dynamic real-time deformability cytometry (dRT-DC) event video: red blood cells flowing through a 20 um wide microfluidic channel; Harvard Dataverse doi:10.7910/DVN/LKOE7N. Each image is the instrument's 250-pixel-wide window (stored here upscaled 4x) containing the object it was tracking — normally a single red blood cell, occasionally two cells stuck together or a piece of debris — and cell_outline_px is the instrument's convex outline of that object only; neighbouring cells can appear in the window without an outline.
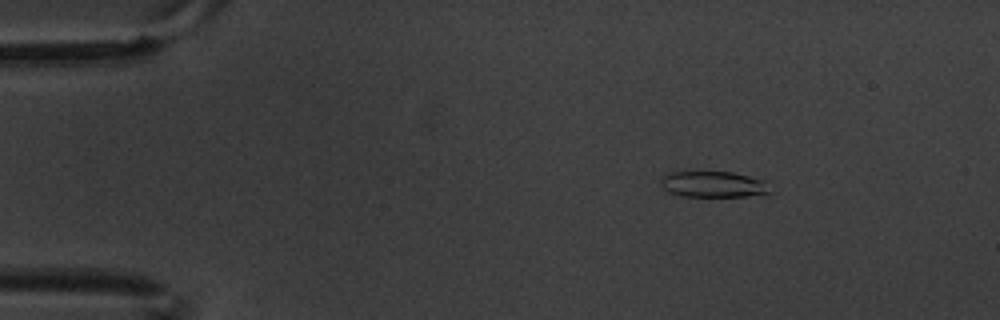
{"species": "common noctule bat (a hibernating species)", "species_latin": "Nyctalus noctula", "temperature_condition": "warm", "stored_images_in_passage": 11, "camera_frame_rate_fps": 3000, "um_per_image_px": 0.085, "animal": {"sex": "male", "body_mass_g": 20.1, "forearm_length_mm": 53.5}, "frame": {"image": 1, "passage_image": 2, "time_ms": 0.333, "image_size_px": [1000, 320], "cell_outline_px": [[772, 192], [744, 196], [680, 196], [668, 192], [660, 184], [660, 180], [664, 176], [672, 172], [732, 172], [764, 180]], "centroid_in_image_um": [60.61, 15.67], "position_along_channel_um": 24.4, "area_um2": 16.36}}
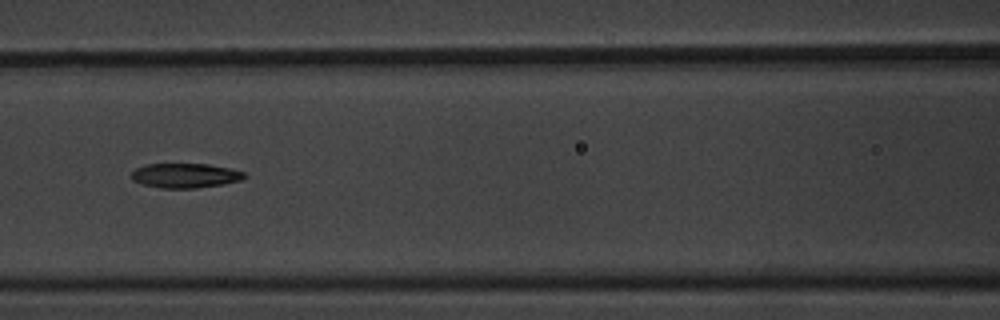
{"frame": {"image": 2, "passage_image": 7, "time_ms": 2.0, "image_size_px": [1000, 320], "cell_outline_px": [[248, 176], [240, 180], [224, 184], [196, 188], [160, 188], [144, 184], [132, 180], [132, 172], [136, 168], [144, 164], [208, 164], [228, 168], [244, 172]], "centroid_in_image_um": [15.75, 14.92], "position_along_channel_um": 150.9, "area_um2": 16.13}}
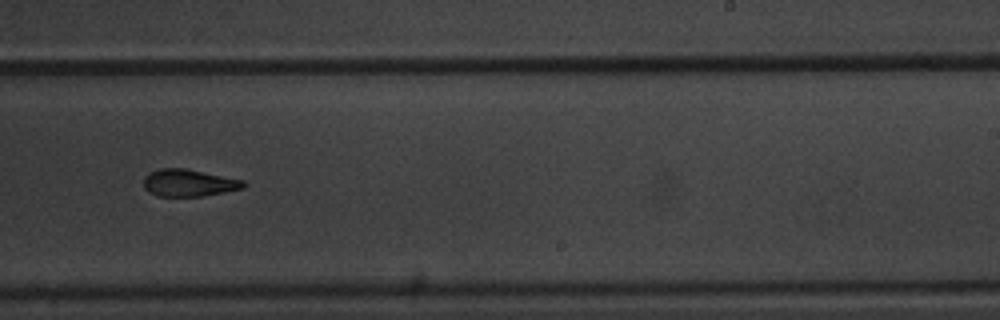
{"frame": {"image": 3, "passage_image": 10, "time_ms": 3.0, "image_size_px": [1000, 320], "cell_outline_px": [[248, 184], [244, 188], [224, 192], [200, 196], [156, 196], [148, 192], [144, 188], [144, 176], [160, 168], [184, 168], [244, 180]], "centroid_in_image_um": [16.05, 15.55], "position_along_channel_um": 272.9, "area_um2": 15.78}}